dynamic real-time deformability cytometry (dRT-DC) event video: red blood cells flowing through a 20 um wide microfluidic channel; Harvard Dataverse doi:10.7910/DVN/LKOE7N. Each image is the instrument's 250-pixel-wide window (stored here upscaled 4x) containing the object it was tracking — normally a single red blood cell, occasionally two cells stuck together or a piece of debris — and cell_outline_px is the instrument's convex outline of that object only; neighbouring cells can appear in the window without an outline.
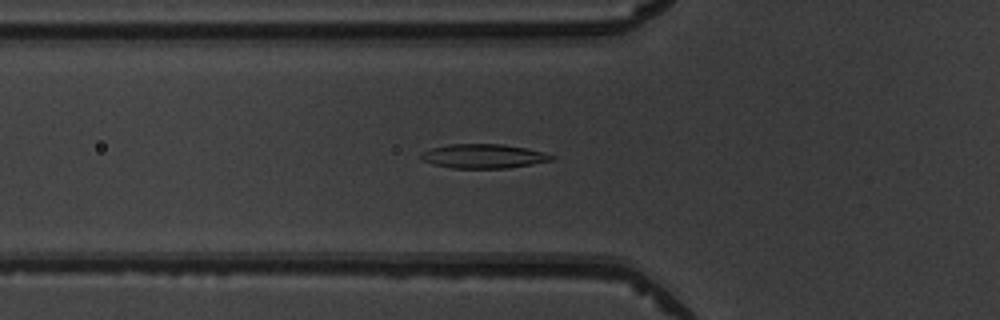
{"species": "common noctule bat (a hibernating species)", "species_latin": "Nyctalus noctula", "temperature_condition": "warm", "stored_images_in_passage": 52, "camera_frame_rate_fps": 3000, "um_per_image_px": 0.085, "animal": {"sex": "male", "body_mass_g": 19.5, "forearm_length_mm": 54.6}, "frame": {"image": 1, "passage_image": 19, "time_ms": 6.0, "image_size_px": [1000, 320], "cell_outline_px": [[556, 156], [552, 160], [532, 164], [508, 168], [452, 168], [432, 164], [424, 160], [420, 156], [420, 152], [432, 148], [448, 144], [500, 144], [528, 148], [544, 152]], "centroid_in_image_um": [41.11, 13.27], "position_along_channel_um": 84.7, "area_um2": 18.44}}
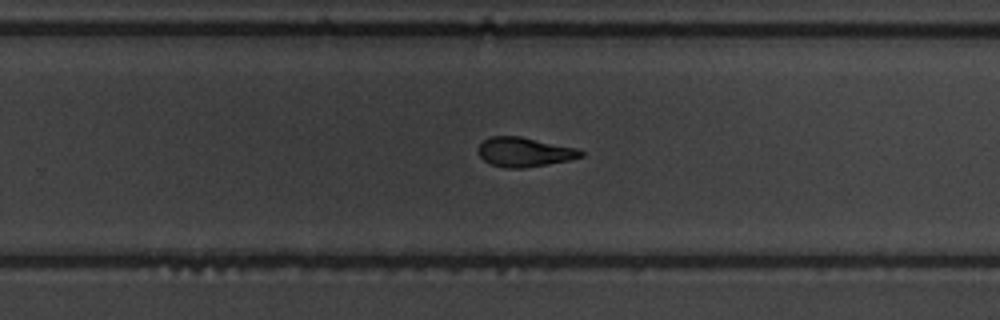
{"frame": {"image": 2, "passage_image": 34, "time_ms": 11.0, "image_size_px": [1000, 320], "cell_outline_px": [[584, 156], [572, 160], [524, 168], [504, 168], [492, 164], [484, 160], [476, 152], [476, 148], [488, 136], [520, 136], [580, 148], [584, 152]], "centroid_in_image_um": [44.6, 12.92], "position_along_channel_um": 285.2, "area_um2": 17.98}}
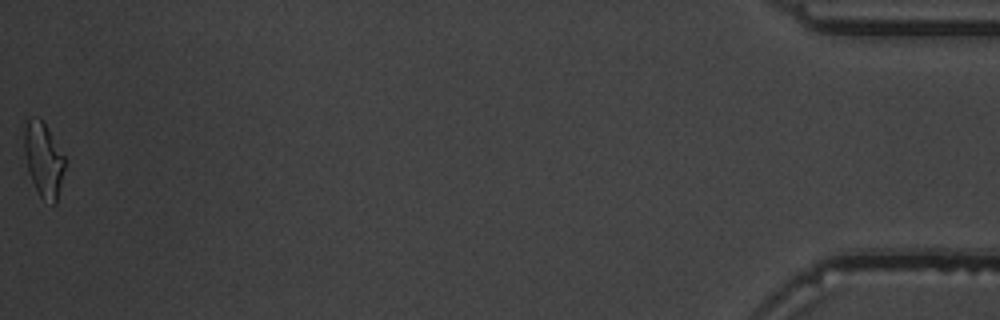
{"frame": {"image": 3, "passage_image": 52, "time_ms": 17.0, "image_size_px": [1000, 320], "cell_outline_px": [[64, 168], [56, 204], [52, 204], [40, 196], [28, 172], [24, 152], [24, 128], [28, 116], [36, 116], [44, 120], [64, 156]], "centroid_in_image_um": [3.67, 13.49], "position_along_channel_um": 431.5, "area_um2": 17.63}, "authors_computed_cell_mechanics": {"area_um2": 18.2648, "velocity_mm_per_s": 4.0112, "shape_relaxation_time_tau1_ms": 4.3352, "shape_relaxation_time_tau2_ms": 2.2378, "deformation_change_tau1": 0.1651, "deformation_change_tau2": 0.094}}